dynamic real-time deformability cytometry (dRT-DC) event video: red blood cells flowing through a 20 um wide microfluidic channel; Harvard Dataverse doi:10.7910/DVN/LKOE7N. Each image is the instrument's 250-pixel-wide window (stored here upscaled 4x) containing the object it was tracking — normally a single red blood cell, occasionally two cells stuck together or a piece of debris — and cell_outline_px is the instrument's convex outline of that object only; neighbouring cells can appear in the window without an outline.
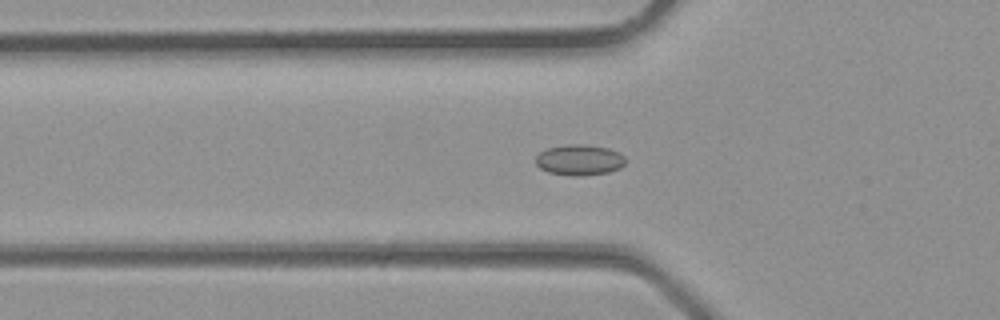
{"species": "common noctule bat (a hibernating species)", "species_latin": "Nyctalus noctula", "temperature_condition": "room temperature", "stored_images_in_passage": 35, "camera_frame_rate_fps": 3000, "um_per_image_px": 0.085, "animal": {"sex": "male", "body_mass_g": 23.1, "forearm_length_mm": 52.7}, "frame": {"image": 1, "passage_image": 11, "time_ms": 3.333, "image_size_px": [1000, 320], "cell_outline_px": [[624, 164], [620, 168], [608, 172], [576, 176], [572, 176], [548, 172], [540, 168], [536, 164], [536, 156], [540, 152], [548, 148], [564, 144], [584, 144], [608, 148], [620, 152], [624, 156]], "centroid_in_image_um": [49.24, 13.58], "position_along_channel_um": 76.6, "area_um2": 16.07}}
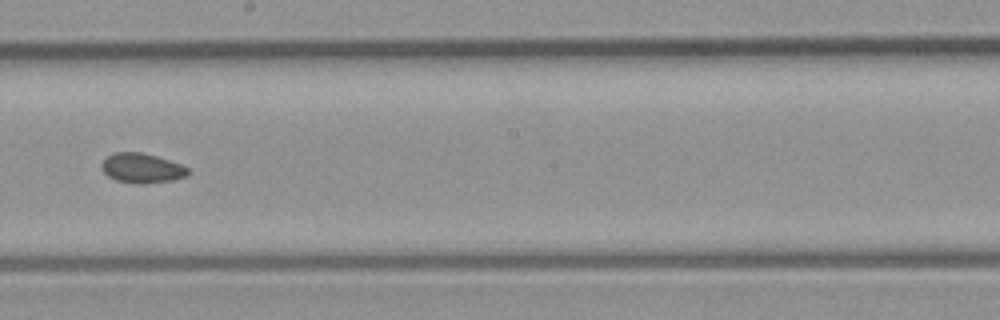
{"frame": {"image": 2, "passage_image": 19, "time_ms": 6.0, "image_size_px": [1000, 320], "cell_outline_px": [[188, 176], [172, 180], [140, 184], [116, 180], [108, 176], [100, 168], [100, 164], [108, 156], [116, 152], [140, 152], [156, 156], [180, 164], [188, 168]], "centroid_in_image_um": [12.04, 14.29], "position_along_channel_um": 236.2, "area_um2": 14.8}}
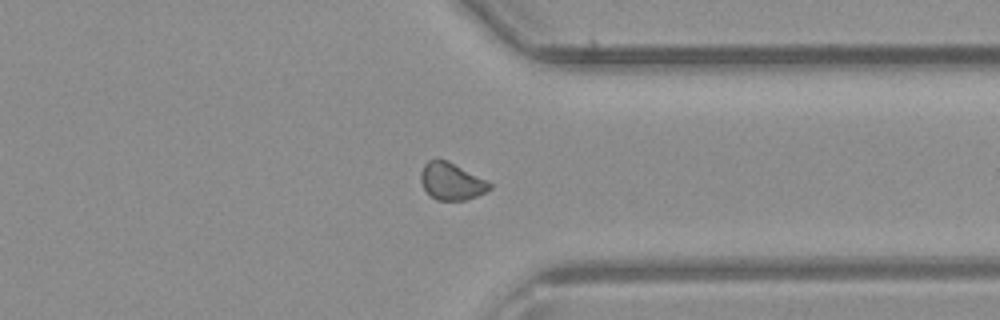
{"frame": {"image": 3, "passage_image": 26, "time_ms": 8.333, "image_size_px": [1000, 320], "cell_outline_px": [[492, 188], [468, 200], [436, 200], [424, 188], [420, 180], [420, 172], [424, 164], [428, 160], [448, 160], [488, 180], [492, 184]], "centroid_in_image_um": [38.39, 15.41], "position_along_channel_um": 373.0, "area_um2": 14.97}}